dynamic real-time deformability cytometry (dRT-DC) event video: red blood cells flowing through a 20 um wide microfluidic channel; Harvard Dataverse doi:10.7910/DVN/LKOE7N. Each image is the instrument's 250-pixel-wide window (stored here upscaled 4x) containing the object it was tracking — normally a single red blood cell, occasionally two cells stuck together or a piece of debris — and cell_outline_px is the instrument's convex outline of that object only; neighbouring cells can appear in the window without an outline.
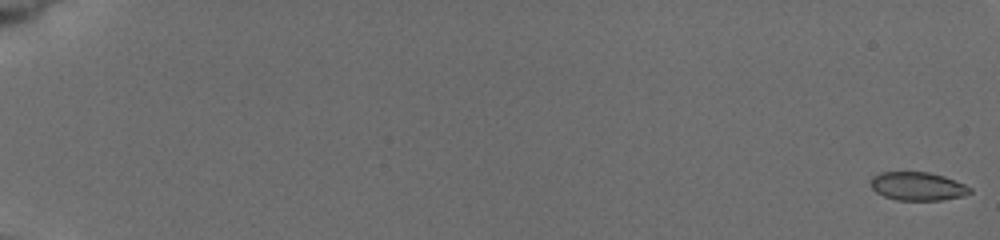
{"species": "common noctule bat (a hibernating species)", "species_latin": "Nyctalus noctula", "temperature_condition": "cold", "stored_images_in_passage": 14, "camera_frame_rate_fps": 3000, "um_per_image_px": 0.085, "animal": {"sex": "female", "body_mass_g": 19.5, "forearm_length_mm": 54.1}, "frame": {"image": 1, "passage_image": 1, "time_ms": 0.0, "image_size_px": [1000, 240], "cell_outline_px": [[972, 192], [964, 196], [940, 200], [896, 200], [884, 196], [876, 192], [872, 188], [872, 176], [880, 172], [928, 172], [944, 176], [964, 184], [972, 188]], "centroid_in_image_um": [78.02, 15.83], "position_along_channel_um": 7.0, "area_um2": 16.42}}
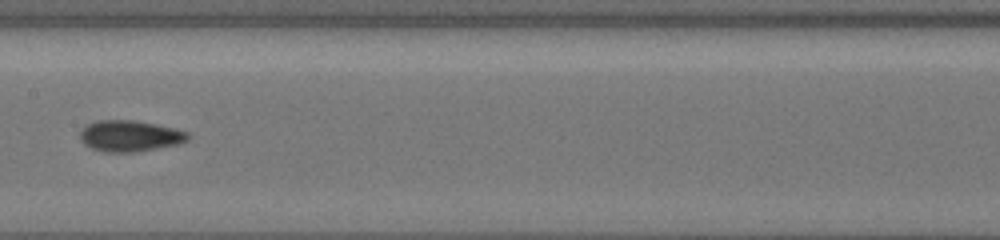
{"frame": {"image": 2, "passage_image": 11, "time_ms": 10.333, "image_size_px": [1000, 240], "cell_outline_px": [[192, 136], [188, 140], [180, 144], [136, 152], [108, 152], [92, 148], [84, 144], [80, 140], [80, 132], [84, 124], [96, 120], [132, 120], [156, 124], [188, 132]], "centroid_in_image_um": [11.03, 11.55], "position_along_channel_um": 196.4, "area_um2": 19.77}}
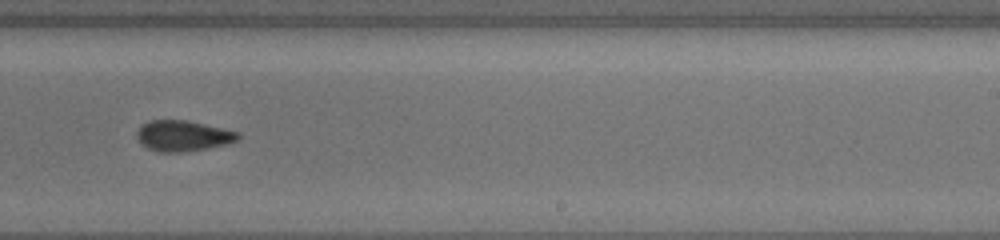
{"frame": {"image": 3, "passage_image": 13, "time_ms": 12.333, "image_size_px": [1000, 240], "cell_outline_px": [[240, 136], [236, 140], [228, 144], [208, 148], [180, 152], [160, 152], [148, 148], [140, 144], [136, 136], [136, 132], [140, 124], [148, 120], [188, 120], [240, 132]], "centroid_in_image_um": [15.52, 11.53], "position_along_channel_um": 273.5, "area_um2": 18.32}}